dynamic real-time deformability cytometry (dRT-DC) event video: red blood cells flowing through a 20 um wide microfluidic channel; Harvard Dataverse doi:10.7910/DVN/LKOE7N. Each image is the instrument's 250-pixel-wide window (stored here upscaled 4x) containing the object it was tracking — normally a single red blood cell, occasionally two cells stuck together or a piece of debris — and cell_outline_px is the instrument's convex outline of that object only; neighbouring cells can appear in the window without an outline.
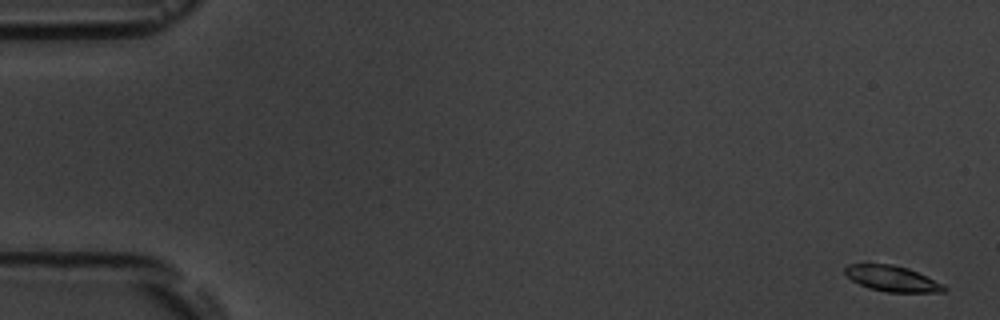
{"species": "common noctule bat (a hibernating species)", "species_latin": "Nyctalus noctula", "temperature_condition": "room temperature", "stored_images_in_passage": 10, "camera_frame_rate_fps": 3000, "um_per_image_px": 0.085, "animal": {"sex": "male", "body_mass_g": 19.5, "forearm_length_mm": 54.6}, "frame": {"image": 1, "passage_image": 1, "time_ms": 0.0, "image_size_px": [1000, 320], "cell_outline_px": [[948, 288], [944, 292], [884, 292], [868, 288], [852, 280], [844, 272], [844, 268], [848, 264], [892, 264], [908, 268], [944, 284]], "centroid_in_image_um": [75.85, 23.69], "position_along_channel_um": 9.2, "area_um2": 14.85}}
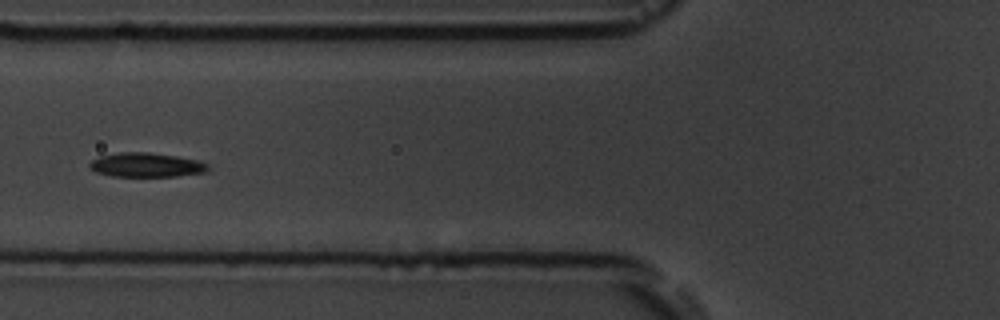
{"frame": {"image": 2, "passage_image": 7, "time_ms": 7.0, "image_size_px": [1000, 320], "cell_outline_px": [[212, 172], [176, 176], [112, 176], [96, 172], [88, 164], [92, 160], [100, 156], [120, 152], [148, 152], [176, 156], [196, 160], [208, 164], [212, 168]], "centroid_in_image_um": [12.51, 14.02], "position_along_channel_um": 113.3, "area_um2": 16.82}}
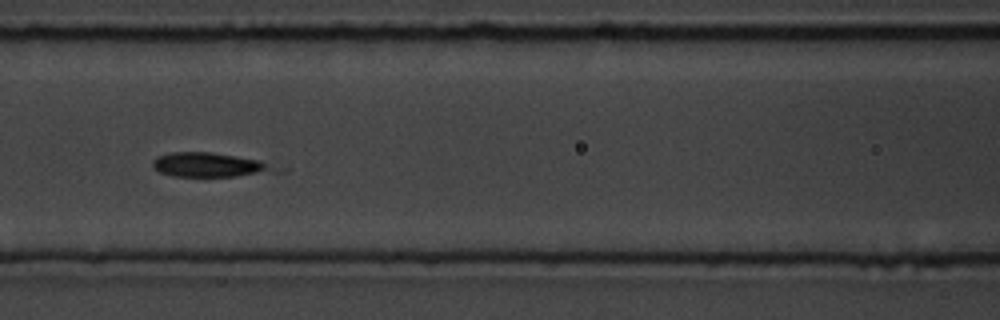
{"frame": {"image": 3, "passage_image": 8, "time_ms": 8.0, "image_size_px": [1000, 320], "cell_outline_px": [[288, 172], [236, 176], [172, 176], [160, 172], [152, 164], [152, 160], [156, 156], [172, 152], [212, 152], [260, 160], [288, 168]], "centroid_in_image_um": [18.03, 14.02], "position_along_channel_um": 148.6, "area_um2": 17.98}}